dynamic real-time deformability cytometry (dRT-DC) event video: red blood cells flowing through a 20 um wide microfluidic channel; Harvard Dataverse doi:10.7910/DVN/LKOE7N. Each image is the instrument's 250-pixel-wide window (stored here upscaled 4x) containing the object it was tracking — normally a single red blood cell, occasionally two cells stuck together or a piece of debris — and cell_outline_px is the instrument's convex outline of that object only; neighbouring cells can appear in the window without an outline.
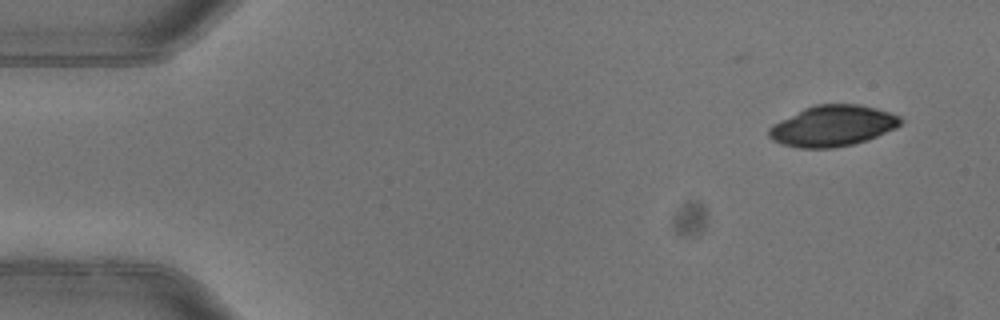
{"species": "common noctule bat (a hibernating species)", "species_latin": "Nyctalus noctula", "temperature_condition": "warm", "stored_images_in_passage": 5, "camera_frame_rate_fps": 3000, "um_per_image_px": 0.085, "animal": {"sex": "female"}, "frame": {"image": 1, "passage_image": 2, "time_ms": 0.333, "image_size_px": [1000, 320], "cell_outline_px": [[904, 120], [896, 128], [868, 140], [852, 144], [832, 148], [800, 148], [780, 144], [772, 140], [768, 136], [768, 128], [772, 124], [804, 108], [816, 104], [856, 104], [876, 108], [900, 116]], "centroid_in_image_um": [70.76, 10.7], "position_along_channel_um": 14.2, "area_um2": 31.44}}
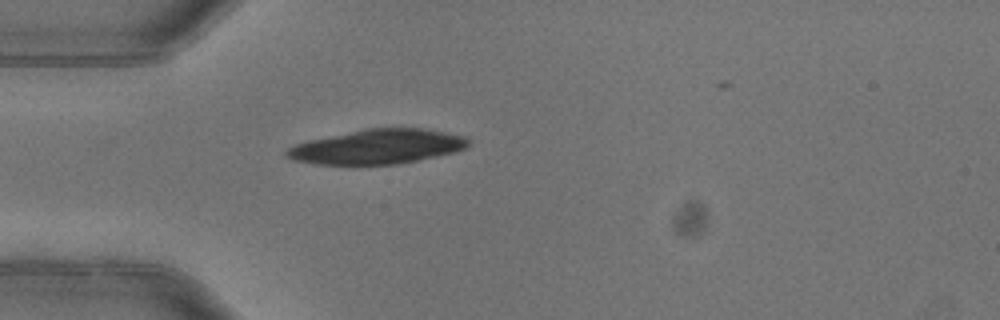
{"frame": {"image": 2, "passage_image": 5, "time_ms": 1.333, "image_size_px": [1000, 320], "cell_outline_px": [[472, 144], [456, 152], [396, 164], [316, 164], [292, 160], [284, 156], [284, 152], [288, 148], [296, 144], [308, 140], [364, 128], [424, 128], [464, 136]], "centroid_in_image_um": [32.05, 12.46], "position_along_channel_um": 52.9, "area_um2": 36.59}}